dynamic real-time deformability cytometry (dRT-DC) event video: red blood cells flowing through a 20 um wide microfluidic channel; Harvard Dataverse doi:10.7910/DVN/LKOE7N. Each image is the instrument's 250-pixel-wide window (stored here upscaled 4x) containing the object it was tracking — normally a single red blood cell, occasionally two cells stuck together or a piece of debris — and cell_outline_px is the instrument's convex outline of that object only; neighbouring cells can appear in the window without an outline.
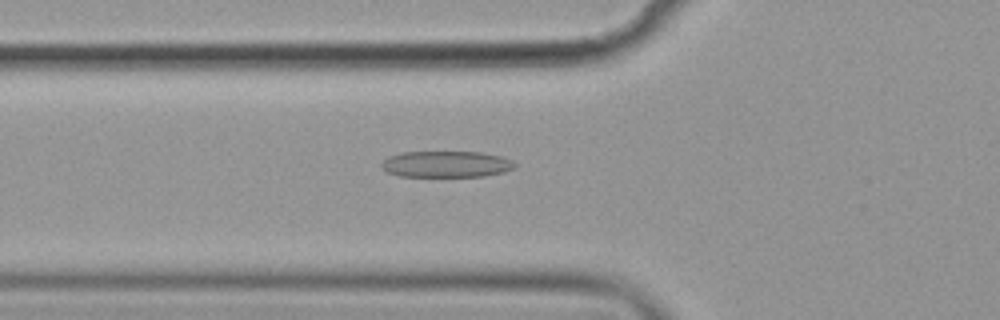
{"species": "common noctule bat (a hibernating species)", "species_latin": "Nyctalus noctula", "temperature_condition": "cold", "stored_images_in_passage": 46, "camera_frame_rate_fps": 3000, "um_per_image_px": 0.085, "animal": {"sex": "female", "body_mass_g": 19.9}, "frame": {"image": 1, "passage_image": 10, "time_ms": 3.0, "image_size_px": [1000, 320], "cell_outline_px": [[516, 168], [504, 172], [484, 176], [400, 176], [388, 172], [380, 168], [380, 164], [388, 156], [400, 152], [480, 152], [500, 156], [512, 160], [516, 164]], "centroid_in_image_um": [37.92, 13.95], "position_along_channel_um": 87.9, "area_um2": 20.52}}
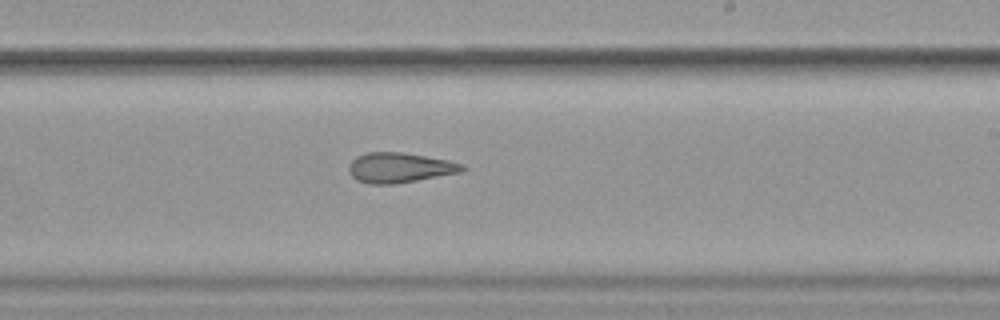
{"frame": {"image": 2, "passage_image": 24, "time_ms": 7.667, "image_size_px": [1000, 320], "cell_outline_px": [[468, 168], [464, 172], [392, 184], [372, 184], [356, 180], [348, 172], [348, 164], [356, 156], [368, 152], [404, 152], [448, 160], [464, 164]], "centroid_in_image_um": [33.99, 14.24], "position_along_channel_um": 255.0, "area_um2": 20.06}}
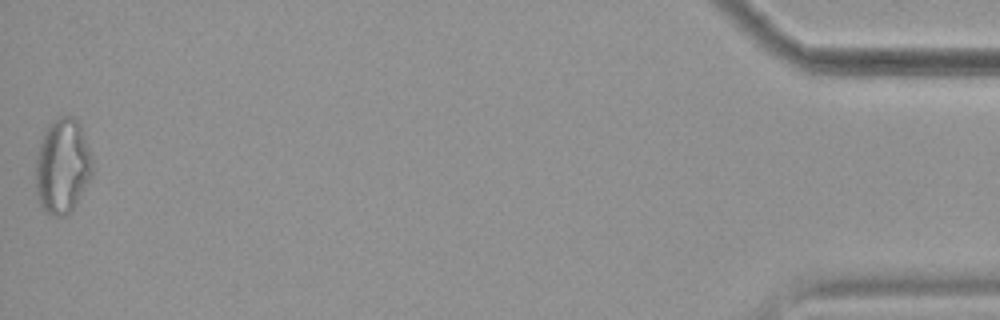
{"frame": {"image": 3, "passage_image": 46, "time_ms": 15.0, "image_size_px": [1000, 320], "cell_outline_px": [[92, 176], [68, 216], [56, 216], [48, 212], [40, 204], [36, 192], [36, 156], [40, 140], [48, 124], [60, 116], [72, 116], [80, 124], [92, 160]], "centroid_in_image_um": [5.3, 14.11], "position_along_channel_um": 429.9, "area_um2": 31.21}, "authors_computed_cell_mechanics": {"area_um2": 21.1259, "velocity_mm_per_s": 3.5778, "shape_relaxation_time_tau1_ms": null, "shape_relaxation_time_tau2_ms": 2.5241, "deformation_change_tau1": null, "deformation_change_tau2": 0.127}}